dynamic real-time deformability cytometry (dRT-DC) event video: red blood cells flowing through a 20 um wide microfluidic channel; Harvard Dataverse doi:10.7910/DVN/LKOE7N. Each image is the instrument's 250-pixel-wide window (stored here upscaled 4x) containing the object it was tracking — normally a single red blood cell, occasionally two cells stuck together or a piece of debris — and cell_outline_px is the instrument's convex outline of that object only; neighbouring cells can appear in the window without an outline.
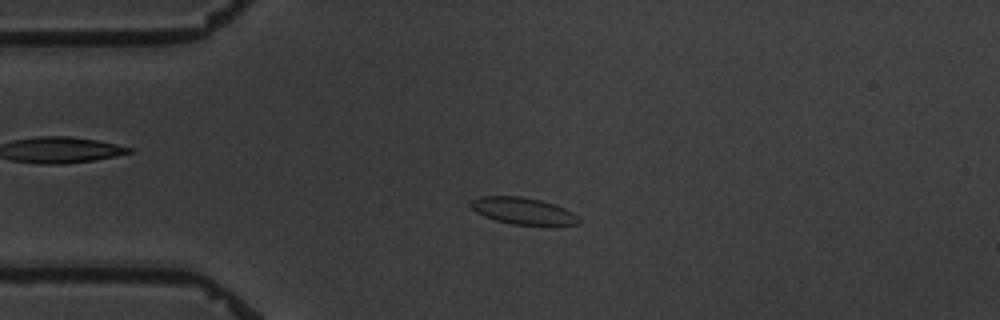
{"species": "common noctule bat (a hibernating species)", "species_latin": "Nyctalus noctula", "temperature_condition": "warm", "stored_images_in_passage": 3, "camera_frame_rate_fps": 3000, "um_per_image_px": 0.085, "animal": {"sex": "male", "body_mass_g": 19.5, "forearm_length_mm": 54.6}, "frame": {"image": 1, "passage_image": 3, "time_ms": 3.0, "image_size_px": [1000, 320], "cell_outline_px": [[580, 224], [512, 224], [496, 220], [484, 216], [476, 212], [468, 204], [472, 200], [480, 196], [520, 196], [540, 200], [564, 208], [572, 212], [580, 220]], "centroid_in_image_um": [44.39, 17.91], "position_along_channel_um": 40.6, "area_um2": 16.47}}